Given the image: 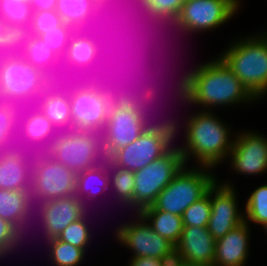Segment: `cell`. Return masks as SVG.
Segmentation results:
<instances>
[{
	"label": "cell",
	"mask_w": 267,
	"mask_h": 266,
	"mask_svg": "<svg viewBox=\"0 0 267 266\" xmlns=\"http://www.w3.org/2000/svg\"><path fill=\"white\" fill-rule=\"evenodd\" d=\"M216 58L197 65L180 78L176 88L180 99L196 106L203 105L201 110L221 105L252 104L257 100L225 63Z\"/></svg>",
	"instance_id": "obj_1"
},
{
	"label": "cell",
	"mask_w": 267,
	"mask_h": 266,
	"mask_svg": "<svg viewBox=\"0 0 267 266\" xmlns=\"http://www.w3.org/2000/svg\"><path fill=\"white\" fill-rule=\"evenodd\" d=\"M155 90L147 86L138 92L135 89L126 88L115 99L101 133L102 148L106 159L118 149L138 139L152 124L148 118L147 106H150L149 104L156 97Z\"/></svg>",
	"instance_id": "obj_2"
},
{
	"label": "cell",
	"mask_w": 267,
	"mask_h": 266,
	"mask_svg": "<svg viewBox=\"0 0 267 266\" xmlns=\"http://www.w3.org/2000/svg\"><path fill=\"white\" fill-rule=\"evenodd\" d=\"M185 125V143L178 146L185 164L189 156L199 166L216 167L227 159L233 147L229 126L216 117L212 110H202L188 117ZM200 163V164H199Z\"/></svg>",
	"instance_id": "obj_3"
},
{
	"label": "cell",
	"mask_w": 267,
	"mask_h": 266,
	"mask_svg": "<svg viewBox=\"0 0 267 266\" xmlns=\"http://www.w3.org/2000/svg\"><path fill=\"white\" fill-rule=\"evenodd\" d=\"M104 79V80H103ZM106 78L87 79L69 95L71 130L97 132L105 127L109 110L115 99L126 89ZM115 83V84H114Z\"/></svg>",
	"instance_id": "obj_4"
},
{
	"label": "cell",
	"mask_w": 267,
	"mask_h": 266,
	"mask_svg": "<svg viewBox=\"0 0 267 266\" xmlns=\"http://www.w3.org/2000/svg\"><path fill=\"white\" fill-rule=\"evenodd\" d=\"M230 44L218 57L258 100L267 94V32Z\"/></svg>",
	"instance_id": "obj_5"
},
{
	"label": "cell",
	"mask_w": 267,
	"mask_h": 266,
	"mask_svg": "<svg viewBox=\"0 0 267 266\" xmlns=\"http://www.w3.org/2000/svg\"><path fill=\"white\" fill-rule=\"evenodd\" d=\"M177 124L169 119L151 124L138 139L115 151L107 160L112 166L133 172L144 168L173 147Z\"/></svg>",
	"instance_id": "obj_6"
},
{
	"label": "cell",
	"mask_w": 267,
	"mask_h": 266,
	"mask_svg": "<svg viewBox=\"0 0 267 266\" xmlns=\"http://www.w3.org/2000/svg\"><path fill=\"white\" fill-rule=\"evenodd\" d=\"M46 153L76 175L106 160L101 134L74 129L59 132Z\"/></svg>",
	"instance_id": "obj_7"
},
{
	"label": "cell",
	"mask_w": 267,
	"mask_h": 266,
	"mask_svg": "<svg viewBox=\"0 0 267 266\" xmlns=\"http://www.w3.org/2000/svg\"><path fill=\"white\" fill-rule=\"evenodd\" d=\"M187 167L185 165L158 194L152 205L156 210L182 216L191 204L208 193L209 188L217 179L215 175L210 174V167L199 166L200 168L192 169Z\"/></svg>",
	"instance_id": "obj_8"
},
{
	"label": "cell",
	"mask_w": 267,
	"mask_h": 266,
	"mask_svg": "<svg viewBox=\"0 0 267 266\" xmlns=\"http://www.w3.org/2000/svg\"><path fill=\"white\" fill-rule=\"evenodd\" d=\"M45 73L23 58L0 63V101L33 106L44 93Z\"/></svg>",
	"instance_id": "obj_9"
},
{
	"label": "cell",
	"mask_w": 267,
	"mask_h": 266,
	"mask_svg": "<svg viewBox=\"0 0 267 266\" xmlns=\"http://www.w3.org/2000/svg\"><path fill=\"white\" fill-rule=\"evenodd\" d=\"M179 147H172L165 155L134 172V211L140 213L152 206L158 194L185 166Z\"/></svg>",
	"instance_id": "obj_10"
},
{
	"label": "cell",
	"mask_w": 267,
	"mask_h": 266,
	"mask_svg": "<svg viewBox=\"0 0 267 266\" xmlns=\"http://www.w3.org/2000/svg\"><path fill=\"white\" fill-rule=\"evenodd\" d=\"M77 175L46 152L33 153L31 200L42 203L75 195Z\"/></svg>",
	"instance_id": "obj_11"
},
{
	"label": "cell",
	"mask_w": 267,
	"mask_h": 266,
	"mask_svg": "<svg viewBox=\"0 0 267 266\" xmlns=\"http://www.w3.org/2000/svg\"><path fill=\"white\" fill-rule=\"evenodd\" d=\"M239 0H185L172 26L182 32L214 30L238 13Z\"/></svg>",
	"instance_id": "obj_12"
},
{
	"label": "cell",
	"mask_w": 267,
	"mask_h": 266,
	"mask_svg": "<svg viewBox=\"0 0 267 266\" xmlns=\"http://www.w3.org/2000/svg\"><path fill=\"white\" fill-rule=\"evenodd\" d=\"M136 217L138 220L120 225L115 233L117 240L133 251L132 257L174 259L175 245L156 233L140 213Z\"/></svg>",
	"instance_id": "obj_13"
},
{
	"label": "cell",
	"mask_w": 267,
	"mask_h": 266,
	"mask_svg": "<svg viewBox=\"0 0 267 266\" xmlns=\"http://www.w3.org/2000/svg\"><path fill=\"white\" fill-rule=\"evenodd\" d=\"M95 29L96 28L94 27L93 30H76L71 36L70 43L67 47L64 57L61 59L64 63L70 65L73 69L81 72L88 79H100L102 77L105 78L103 75L99 76L97 70L98 66H100L99 61L101 60L100 63L105 62L103 60H105L107 56V54H104L106 52V47L103 48L104 45L102 44L106 45V43H102L103 40L97 38L99 37L97 35L103 30L100 31L99 27L97 29V33V30L95 31ZM103 54L104 57H101L103 56ZM95 66L97 67V69ZM92 70H94V73L96 74H91L93 73Z\"/></svg>",
	"instance_id": "obj_14"
},
{
	"label": "cell",
	"mask_w": 267,
	"mask_h": 266,
	"mask_svg": "<svg viewBox=\"0 0 267 266\" xmlns=\"http://www.w3.org/2000/svg\"><path fill=\"white\" fill-rule=\"evenodd\" d=\"M218 182L216 180L210 187L211 213L207 225L215 240L244 222V212L241 213L238 209L237 193L233 184Z\"/></svg>",
	"instance_id": "obj_15"
},
{
	"label": "cell",
	"mask_w": 267,
	"mask_h": 266,
	"mask_svg": "<svg viewBox=\"0 0 267 266\" xmlns=\"http://www.w3.org/2000/svg\"><path fill=\"white\" fill-rule=\"evenodd\" d=\"M229 157L232 169L242 175L267 172V137L254 131L237 134Z\"/></svg>",
	"instance_id": "obj_16"
},
{
	"label": "cell",
	"mask_w": 267,
	"mask_h": 266,
	"mask_svg": "<svg viewBox=\"0 0 267 266\" xmlns=\"http://www.w3.org/2000/svg\"><path fill=\"white\" fill-rule=\"evenodd\" d=\"M58 133L52 123L35 105L21 107L18 116L17 142L21 140L23 145L28 144L24 147L20 142L19 146H16L17 148L29 150L27 147L34 145L31 149L32 152H46Z\"/></svg>",
	"instance_id": "obj_17"
},
{
	"label": "cell",
	"mask_w": 267,
	"mask_h": 266,
	"mask_svg": "<svg viewBox=\"0 0 267 266\" xmlns=\"http://www.w3.org/2000/svg\"><path fill=\"white\" fill-rule=\"evenodd\" d=\"M37 207L45 239L58 237L69 224L82 218L88 209L76 195L42 202Z\"/></svg>",
	"instance_id": "obj_18"
},
{
	"label": "cell",
	"mask_w": 267,
	"mask_h": 266,
	"mask_svg": "<svg viewBox=\"0 0 267 266\" xmlns=\"http://www.w3.org/2000/svg\"><path fill=\"white\" fill-rule=\"evenodd\" d=\"M27 151L17 147L0 151V189L30 192L34 152Z\"/></svg>",
	"instance_id": "obj_19"
},
{
	"label": "cell",
	"mask_w": 267,
	"mask_h": 266,
	"mask_svg": "<svg viewBox=\"0 0 267 266\" xmlns=\"http://www.w3.org/2000/svg\"><path fill=\"white\" fill-rule=\"evenodd\" d=\"M216 240L207 227L184 226L175 257L188 263L214 266Z\"/></svg>",
	"instance_id": "obj_20"
},
{
	"label": "cell",
	"mask_w": 267,
	"mask_h": 266,
	"mask_svg": "<svg viewBox=\"0 0 267 266\" xmlns=\"http://www.w3.org/2000/svg\"><path fill=\"white\" fill-rule=\"evenodd\" d=\"M250 227L244 221L216 240L214 266H245L249 256Z\"/></svg>",
	"instance_id": "obj_21"
},
{
	"label": "cell",
	"mask_w": 267,
	"mask_h": 266,
	"mask_svg": "<svg viewBox=\"0 0 267 266\" xmlns=\"http://www.w3.org/2000/svg\"><path fill=\"white\" fill-rule=\"evenodd\" d=\"M55 10L62 17L63 23L75 30L93 29L95 24L97 29L101 26V20L104 24L103 19L107 15L96 0H57Z\"/></svg>",
	"instance_id": "obj_22"
},
{
	"label": "cell",
	"mask_w": 267,
	"mask_h": 266,
	"mask_svg": "<svg viewBox=\"0 0 267 266\" xmlns=\"http://www.w3.org/2000/svg\"><path fill=\"white\" fill-rule=\"evenodd\" d=\"M33 206L30 192L0 189V218L12 224L23 236L35 210Z\"/></svg>",
	"instance_id": "obj_23"
},
{
	"label": "cell",
	"mask_w": 267,
	"mask_h": 266,
	"mask_svg": "<svg viewBox=\"0 0 267 266\" xmlns=\"http://www.w3.org/2000/svg\"><path fill=\"white\" fill-rule=\"evenodd\" d=\"M67 72H70V74ZM79 76H81V78H78ZM87 79L88 78L81 72L73 69L70 65L61 60L52 69L45 73L44 93L56 96L70 95L86 82Z\"/></svg>",
	"instance_id": "obj_24"
},
{
	"label": "cell",
	"mask_w": 267,
	"mask_h": 266,
	"mask_svg": "<svg viewBox=\"0 0 267 266\" xmlns=\"http://www.w3.org/2000/svg\"><path fill=\"white\" fill-rule=\"evenodd\" d=\"M109 180V161L106 159L101 164L77 175L75 195L88 207L84 198L90 200L97 194L105 192L110 185Z\"/></svg>",
	"instance_id": "obj_25"
},
{
	"label": "cell",
	"mask_w": 267,
	"mask_h": 266,
	"mask_svg": "<svg viewBox=\"0 0 267 266\" xmlns=\"http://www.w3.org/2000/svg\"><path fill=\"white\" fill-rule=\"evenodd\" d=\"M35 106L52 123L58 132L71 130V107L69 95H43Z\"/></svg>",
	"instance_id": "obj_26"
},
{
	"label": "cell",
	"mask_w": 267,
	"mask_h": 266,
	"mask_svg": "<svg viewBox=\"0 0 267 266\" xmlns=\"http://www.w3.org/2000/svg\"><path fill=\"white\" fill-rule=\"evenodd\" d=\"M140 214L160 236L168 239L174 245L179 242L184 228L182 216L156 210L153 206L143 209Z\"/></svg>",
	"instance_id": "obj_27"
},
{
	"label": "cell",
	"mask_w": 267,
	"mask_h": 266,
	"mask_svg": "<svg viewBox=\"0 0 267 266\" xmlns=\"http://www.w3.org/2000/svg\"><path fill=\"white\" fill-rule=\"evenodd\" d=\"M151 22L173 25L185 0H134Z\"/></svg>",
	"instance_id": "obj_28"
},
{
	"label": "cell",
	"mask_w": 267,
	"mask_h": 266,
	"mask_svg": "<svg viewBox=\"0 0 267 266\" xmlns=\"http://www.w3.org/2000/svg\"><path fill=\"white\" fill-rule=\"evenodd\" d=\"M21 107L0 101V151L17 146L18 116Z\"/></svg>",
	"instance_id": "obj_29"
},
{
	"label": "cell",
	"mask_w": 267,
	"mask_h": 266,
	"mask_svg": "<svg viewBox=\"0 0 267 266\" xmlns=\"http://www.w3.org/2000/svg\"><path fill=\"white\" fill-rule=\"evenodd\" d=\"M23 57L33 67L46 73L52 69L61 59L43 43L38 36L28 34L26 49Z\"/></svg>",
	"instance_id": "obj_30"
},
{
	"label": "cell",
	"mask_w": 267,
	"mask_h": 266,
	"mask_svg": "<svg viewBox=\"0 0 267 266\" xmlns=\"http://www.w3.org/2000/svg\"><path fill=\"white\" fill-rule=\"evenodd\" d=\"M109 179L110 184L112 182L111 186H113L112 188L115 191L116 199L120 200L118 202L132 207L129 209H134V172L112 166L109 163Z\"/></svg>",
	"instance_id": "obj_31"
},
{
	"label": "cell",
	"mask_w": 267,
	"mask_h": 266,
	"mask_svg": "<svg viewBox=\"0 0 267 266\" xmlns=\"http://www.w3.org/2000/svg\"><path fill=\"white\" fill-rule=\"evenodd\" d=\"M34 14L30 2L0 0V18L7 26L30 28Z\"/></svg>",
	"instance_id": "obj_32"
},
{
	"label": "cell",
	"mask_w": 267,
	"mask_h": 266,
	"mask_svg": "<svg viewBox=\"0 0 267 266\" xmlns=\"http://www.w3.org/2000/svg\"><path fill=\"white\" fill-rule=\"evenodd\" d=\"M49 259L56 266H79L85 258V251L81 248L60 241L57 237L47 239Z\"/></svg>",
	"instance_id": "obj_33"
},
{
	"label": "cell",
	"mask_w": 267,
	"mask_h": 266,
	"mask_svg": "<svg viewBox=\"0 0 267 266\" xmlns=\"http://www.w3.org/2000/svg\"><path fill=\"white\" fill-rule=\"evenodd\" d=\"M28 34V29L25 27H7L5 39L0 45V63L23 58Z\"/></svg>",
	"instance_id": "obj_34"
},
{
	"label": "cell",
	"mask_w": 267,
	"mask_h": 266,
	"mask_svg": "<svg viewBox=\"0 0 267 266\" xmlns=\"http://www.w3.org/2000/svg\"><path fill=\"white\" fill-rule=\"evenodd\" d=\"M244 221L261 226L267 222V184L256 188L248 197L244 209Z\"/></svg>",
	"instance_id": "obj_35"
},
{
	"label": "cell",
	"mask_w": 267,
	"mask_h": 266,
	"mask_svg": "<svg viewBox=\"0 0 267 266\" xmlns=\"http://www.w3.org/2000/svg\"><path fill=\"white\" fill-rule=\"evenodd\" d=\"M86 216L87 214L69 224L57 238L86 252V248L92 238L90 227H88L89 224L86 222L88 219Z\"/></svg>",
	"instance_id": "obj_36"
},
{
	"label": "cell",
	"mask_w": 267,
	"mask_h": 266,
	"mask_svg": "<svg viewBox=\"0 0 267 266\" xmlns=\"http://www.w3.org/2000/svg\"><path fill=\"white\" fill-rule=\"evenodd\" d=\"M211 213L210 188L208 193L191 204L183 213L184 226L207 227Z\"/></svg>",
	"instance_id": "obj_37"
},
{
	"label": "cell",
	"mask_w": 267,
	"mask_h": 266,
	"mask_svg": "<svg viewBox=\"0 0 267 266\" xmlns=\"http://www.w3.org/2000/svg\"><path fill=\"white\" fill-rule=\"evenodd\" d=\"M75 31L76 30L72 26L63 23L58 27V30L46 31V33L38 37L42 39L43 43L46 44L51 51L62 59L70 43L71 36Z\"/></svg>",
	"instance_id": "obj_38"
},
{
	"label": "cell",
	"mask_w": 267,
	"mask_h": 266,
	"mask_svg": "<svg viewBox=\"0 0 267 266\" xmlns=\"http://www.w3.org/2000/svg\"><path fill=\"white\" fill-rule=\"evenodd\" d=\"M62 24V17L56 10L34 11L28 33L39 36L46 33V31L58 30V27Z\"/></svg>",
	"instance_id": "obj_39"
},
{
	"label": "cell",
	"mask_w": 267,
	"mask_h": 266,
	"mask_svg": "<svg viewBox=\"0 0 267 266\" xmlns=\"http://www.w3.org/2000/svg\"><path fill=\"white\" fill-rule=\"evenodd\" d=\"M23 238L12 224L0 218V258L14 252Z\"/></svg>",
	"instance_id": "obj_40"
},
{
	"label": "cell",
	"mask_w": 267,
	"mask_h": 266,
	"mask_svg": "<svg viewBox=\"0 0 267 266\" xmlns=\"http://www.w3.org/2000/svg\"><path fill=\"white\" fill-rule=\"evenodd\" d=\"M167 259L155 257H132L128 266H167Z\"/></svg>",
	"instance_id": "obj_41"
},
{
	"label": "cell",
	"mask_w": 267,
	"mask_h": 266,
	"mask_svg": "<svg viewBox=\"0 0 267 266\" xmlns=\"http://www.w3.org/2000/svg\"><path fill=\"white\" fill-rule=\"evenodd\" d=\"M29 2L34 11L55 10L57 4V0H30Z\"/></svg>",
	"instance_id": "obj_42"
},
{
	"label": "cell",
	"mask_w": 267,
	"mask_h": 266,
	"mask_svg": "<svg viewBox=\"0 0 267 266\" xmlns=\"http://www.w3.org/2000/svg\"><path fill=\"white\" fill-rule=\"evenodd\" d=\"M167 266H210L201 263H188L183 260L177 259L176 257L168 262Z\"/></svg>",
	"instance_id": "obj_43"
},
{
	"label": "cell",
	"mask_w": 267,
	"mask_h": 266,
	"mask_svg": "<svg viewBox=\"0 0 267 266\" xmlns=\"http://www.w3.org/2000/svg\"><path fill=\"white\" fill-rule=\"evenodd\" d=\"M7 27L6 23L0 18V45L5 39Z\"/></svg>",
	"instance_id": "obj_44"
},
{
	"label": "cell",
	"mask_w": 267,
	"mask_h": 266,
	"mask_svg": "<svg viewBox=\"0 0 267 266\" xmlns=\"http://www.w3.org/2000/svg\"><path fill=\"white\" fill-rule=\"evenodd\" d=\"M100 6L108 13V9L111 7V2L115 1V3L117 4L116 0H96ZM110 6V7H109Z\"/></svg>",
	"instance_id": "obj_45"
},
{
	"label": "cell",
	"mask_w": 267,
	"mask_h": 266,
	"mask_svg": "<svg viewBox=\"0 0 267 266\" xmlns=\"http://www.w3.org/2000/svg\"><path fill=\"white\" fill-rule=\"evenodd\" d=\"M262 228L265 229V231L267 232V222L265 224L262 225Z\"/></svg>",
	"instance_id": "obj_46"
},
{
	"label": "cell",
	"mask_w": 267,
	"mask_h": 266,
	"mask_svg": "<svg viewBox=\"0 0 267 266\" xmlns=\"http://www.w3.org/2000/svg\"><path fill=\"white\" fill-rule=\"evenodd\" d=\"M12 1L29 2L30 0H12Z\"/></svg>",
	"instance_id": "obj_47"
}]
</instances>
